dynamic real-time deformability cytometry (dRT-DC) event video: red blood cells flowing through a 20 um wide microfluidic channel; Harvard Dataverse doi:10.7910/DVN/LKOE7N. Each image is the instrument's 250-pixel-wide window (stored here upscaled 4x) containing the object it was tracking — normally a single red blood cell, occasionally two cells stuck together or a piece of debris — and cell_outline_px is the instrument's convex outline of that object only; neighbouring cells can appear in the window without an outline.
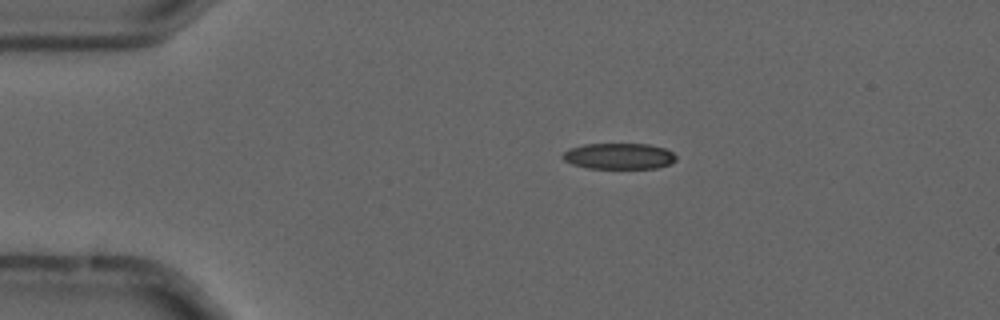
{"species": "common noctule bat (a hibernating species)", "species_latin": "Nyctalus noctula", "temperature_condition": "cold", "stored_images_in_passage": 8, "camera_frame_rate_fps": 3000, "um_per_image_px": 0.085, "animal": {"sex": "male", "forearm_length_mm": 52.5}, "frame": {"image": 1, "passage_image": 3, "time_ms": 0.667, "image_size_px": [1000, 320], "cell_outline_px": [[676, 160], [668, 164], [656, 168], [588, 168], [572, 164], [564, 160], [560, 156], [568, 148], [584, 144], [648, 144], [664, 148], [672, 152], [676, 156]], "centroid_in_image_um": [52.57, 13.27], "position_along_channel_um": 32.4, "area_um2": 17.17}}
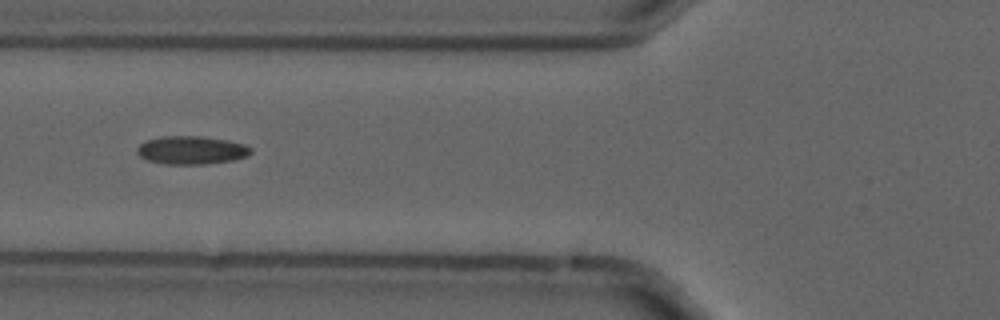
{"frame": {"image": 2, "passage_image": 6, "time_ms": 1.667, "image_size_px": [1000, 320], "cell_outline_px": [[252, 152], [248, 156], [236, 160], [204, 164], [164, 164], [148, 160], [140, 156], [136, 152], [136, 148], [144, 140], [164, 136], [200, 136], [228, 140], [244, 144], [252, 148]], "centroid_in_image_um": [16.28, 12.76], "position_along_channel_um": 109.5, "area_um2": 18.9}}
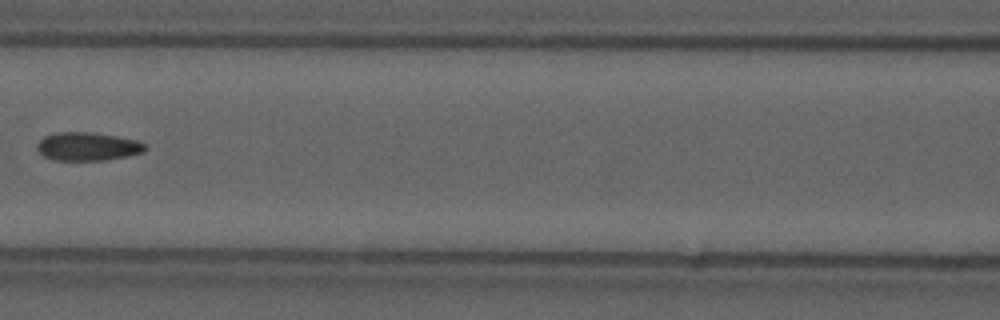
{"frame": {"image": 3, "passage_image": 7, "time_ms": 2.0, "image_size_px": [1000, 320], "cell_outline_px": [[148, 148], [144, 152], [128, 156], [104, 160], [52, 160], [44, 156], [36, 148], [36, 144], [44, 136], [56, 132], [92, 132], [116, 136], [136, 140], [144, 144]], "centroid_in_image_um": [7.44, 12.45], "position_along_channel_um": 159.2, "area_um2": 17.92}}